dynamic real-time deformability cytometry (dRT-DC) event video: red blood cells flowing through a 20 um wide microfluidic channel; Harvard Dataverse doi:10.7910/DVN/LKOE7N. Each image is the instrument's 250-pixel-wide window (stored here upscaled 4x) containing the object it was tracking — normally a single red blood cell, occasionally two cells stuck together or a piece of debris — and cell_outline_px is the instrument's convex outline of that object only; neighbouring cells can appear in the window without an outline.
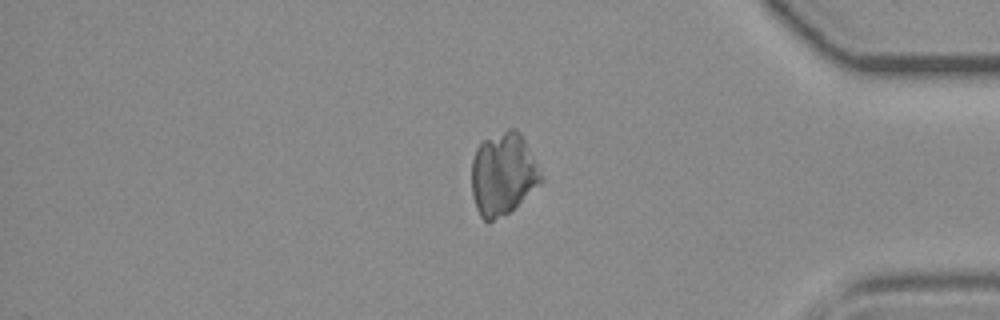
{"species": "common noctule bat (a hibernating species)", "species_latin": "Nyctalus noctula", "temperature_condition": "room temperature", "stored_images_in_passage": 46, "camera_frame_rate_fps": 3000, "um_per_image_px": 0.085, "animal": {"sex": "female", "body_mass_g": 19.3, "forearm_length_mm": 54.1}, "frame": {"image": 1, "passage_image": 39, "time_ms": 12.667, "image_size_px": [1000, 320], "cell_outline_px": [[544, 180], [540, 184], [508, 212], [488, 224], [480, 216], [476, 208], [472, 196], [472, 160], [476, 148], [484, 140], [508, 128], [516, 128], [520, 132]], "centroid_in_image_um": [42.73, 14.8], "position_along_channel_um": 392.5, "area_um2": 33.0}}